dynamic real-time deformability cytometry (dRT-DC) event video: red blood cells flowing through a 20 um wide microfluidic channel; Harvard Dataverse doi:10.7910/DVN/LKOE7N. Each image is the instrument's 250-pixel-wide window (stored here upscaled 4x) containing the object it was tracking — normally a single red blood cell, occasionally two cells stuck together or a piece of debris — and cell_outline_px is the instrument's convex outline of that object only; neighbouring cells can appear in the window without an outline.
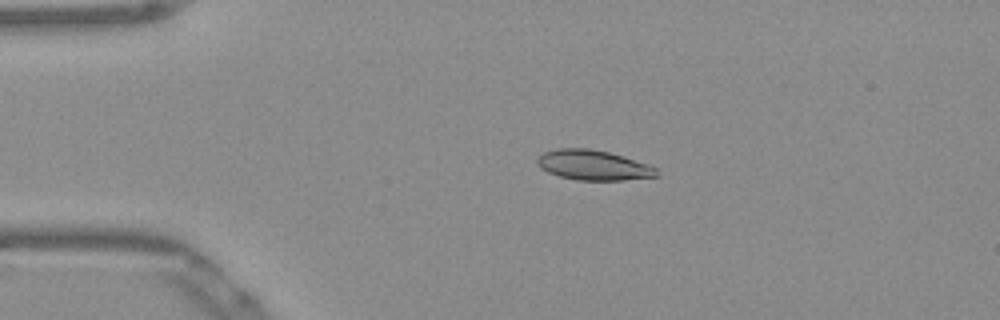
{"species": "Egyptian fruit bat (a non-hibernating species)", "species_latin": "Rousettus aegyptiacus", "temperature_condition": "warm", "stored_images_in_passage": 46, "camera_frame_rate_fps": 3000, "um_per_image_px": 0.085, "frame": {"image": 1, "passage_image": 5, "time_ms": 1.333, "image_size_px": [1000, 320], "cell_outline_px": [[660, 176], [624, 180], [576, 180], [560, 176], [548, 172], [540, 168], [536, 160], [536, 156], [544, 152], [560, 148], [588, 148], [608, 152], [624, 156], [648, 164], [656, 168]], "centroid_in_image_um": [50.43, 14.04], "position_along_channel_um": 34.6, "area_um2": 20.98}}
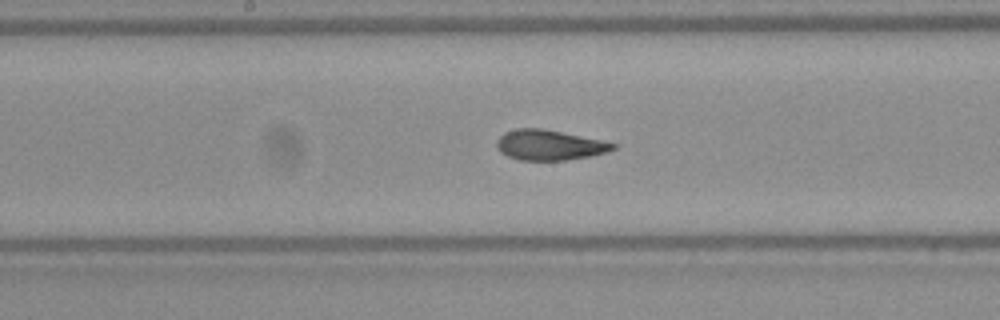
{"frame": {"image": 2, "passage_image": 21, "time_ms": 6.667, "image_size_px": [1000, 320], "cell_outline_px": [[620, 144], [616, 148], [608, 152], [592, 156], [564, 160], [520, 160], [508, 156], [500, 152], [496, 148], [496, 140], [504, 132], [516, 128], [544, 128]], "centroid_in_image_um": [46.71, 12.32], "position_along_channel_um": 201.5, "area_um2": 20.75}}
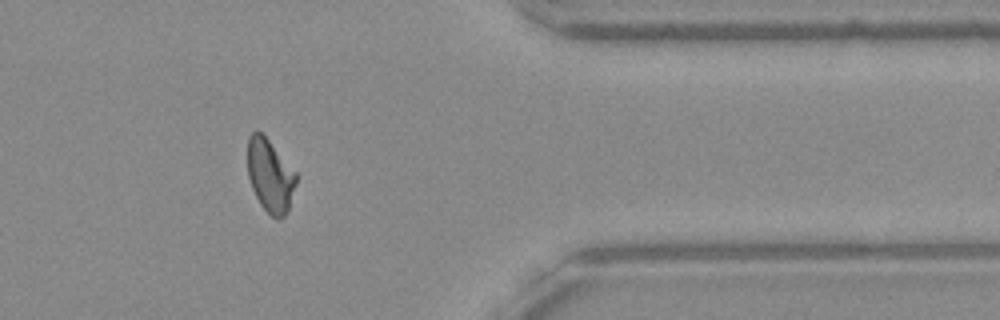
{"frame": {"image": 3, "passage_image": 37, "time_ms": 12.0, "image_size_px": [1000, 320], "cell_outline_px": [[296, 184], [288, 212], [280, 220], [276, 220], [260, 204], [252, 188], [248, 176], [248, 136], [256, 128], [268, 140], [296, 172]], "centroid_in_image_um": [22.96, 14.95], "position_along_channel_um": 388.4, "area_um2": 20.58}, "authors_computed_cell_mechanics": {"area_um2": 20.9525, "velocity_mm_per_s": 3.8701, "shape_relaxation_time_tau1_ms": 4.6846, "shape_relaxation_time_tau2_ms": 1.1142, "deformation_change_tau1": 0.1633, "deformation_change_tau2": 0.0643}}